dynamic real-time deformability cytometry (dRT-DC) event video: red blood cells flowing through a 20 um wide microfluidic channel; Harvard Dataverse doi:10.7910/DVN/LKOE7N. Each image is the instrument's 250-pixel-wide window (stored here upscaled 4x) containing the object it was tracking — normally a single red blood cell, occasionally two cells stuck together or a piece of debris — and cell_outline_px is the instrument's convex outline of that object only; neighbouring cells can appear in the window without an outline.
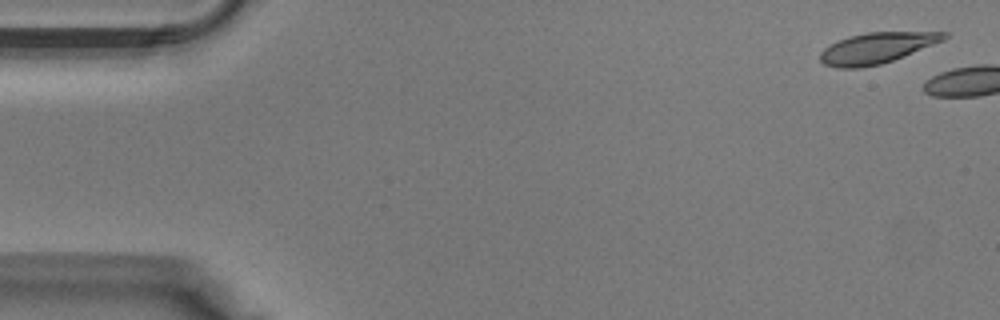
{"species": "Egyptian fruit bat (a non-hibernating species)", "species_latin": "Rousettus aegyptiacus", "temperature_condition": "warm", "stored_images_in_passage": 3, "camera_frame_rate_fps": 3000, "um_per_image_px": 0.085, "animal": {"sex": "male"}, "frame": {"image": 1, "passage_image": 1, "time_ms": 0.0, "image_size_px": [1000, 320], "cell_outline_px": [[948, 36], [944, 40], [892, 60], [880, 64], [860, 68], [836, 68], [824, 64], [820, 60], [820, 52], [824, 48], [848, 36], [868, 32], [948, 32]], "centroid_in_image_um": [74.5, 4.08], "position_along_channel_um": 10.5, "area_um2": 21.96}}